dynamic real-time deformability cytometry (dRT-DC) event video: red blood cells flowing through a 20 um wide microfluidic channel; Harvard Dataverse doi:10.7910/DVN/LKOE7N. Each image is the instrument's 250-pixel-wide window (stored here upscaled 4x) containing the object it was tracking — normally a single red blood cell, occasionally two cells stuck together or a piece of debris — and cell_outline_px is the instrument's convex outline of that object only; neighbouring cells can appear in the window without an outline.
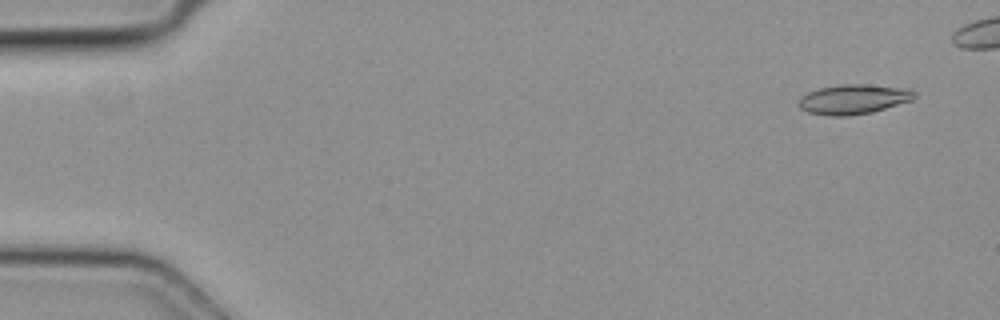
{"species": "common noctule bat (a hibernating species)", "species_latin": "Nyctalus noctula", "temperature_condition": "cold", "stored_images_in_passage": 4, "camera_frame_rate_fps": 3000, "um_per_image_px": 0.085, "animal": {"sex": "female", "body_mass_g": 19.3, "forearm_length_mm": 54.1}, "frame": {"image": 1, "passage_image": 1, "time_ms": 0.0, "image_size_px": [1000, 320], "cell_outline_px": [[916, 96], [912, 100], [872, 112], [848, 116], [828, 116], [808, 112], [800, 108], [800, 96], [808, 92], [820, 88], [844, 84], [860, 84], [908, 88], [916, 92]], "centroid_in_image_um": [72.56, 8.44], "position_along_channel_um": 12.4, "area_um2": 19.94}}